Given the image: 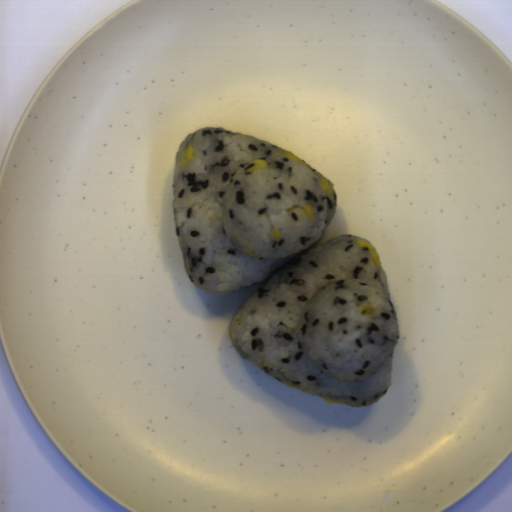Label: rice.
Segmentation results:
<instances>
[{"label":"rice","instance_id":"rice-1","mask_svg":"<svg viewBox=\"0 0 512 512\" xmlns=\"http://www.w3.org/2000/svg\"><path fill=\"white\" fill-rule=\"evenodd\" d=\"M188 144L196 159L183 168L178 159ZM285 152L220 126L184 136L171 211L186 274L195 288L222 298L258 287L228 324L237 354L296 392L372 407L393 383L400 339L388 273L359 247L357 240L373 246L367 238L322 241L338 207L335 186ZM255 158L268 169L247 171Z\"/></svg>","mask_w":512,"mask_h":512}]
</instances>
